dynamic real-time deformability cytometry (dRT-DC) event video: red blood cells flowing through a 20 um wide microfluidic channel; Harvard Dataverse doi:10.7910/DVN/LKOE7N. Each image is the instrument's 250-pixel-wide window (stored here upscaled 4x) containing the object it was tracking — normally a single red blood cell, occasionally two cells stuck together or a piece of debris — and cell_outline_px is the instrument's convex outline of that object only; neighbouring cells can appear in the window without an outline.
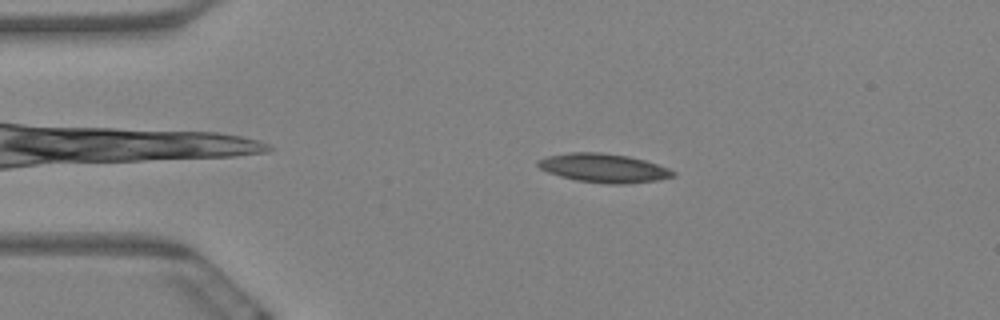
{"species": "Egyptian fruit bat (a non-hibernating species)", "species_latin": "Rousettus aegyptiacus", "temperature_condition": "warm", "stored_images_in_passage": 6, "camera_frame_rate_fps": 3000, "um_per_image_px": 0.085, "animal": {"sex": "female"}, "frame": {"image": 1, "passage_image": 3, "time_ms": 0.667, "image_size_px": [1000, 320], "cell_outline_px": [[676, 176], [656, 180], [624, 184], [608, 184], [576, 180], [560, 176], [548, 172], [540, 168], [536, 164], [536, 160], [548, 156], [568, 152], [600, 152], [628, 156], [644, 160], [668, 168], [676, 172]], "centroid_in_image_um": [51.29, 14.28], "position_along_channel_um": 33.7, "area_um2": 22.66}}
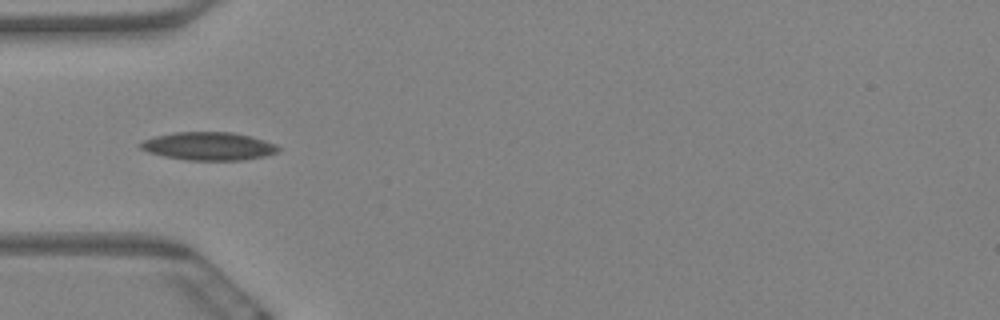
{"frame": {"image": 2, "passage_image": 5, "time_ms": 1.333, "image_size_px": [1000, 320], "cell_outline_px": [[280, 148], [276, 152], [264, 156], [244, 160], [188, 160], [164, 156], [148, 152], [140, 148], [136, 144], [144, 140], [156, 136], [176, 132], [232, 132], [264, 140], [276, 144]], "centroid_in_image_um": [17.7, 12.42], "position_along_channel_um": 67.3, "area_um2": 22.43}}
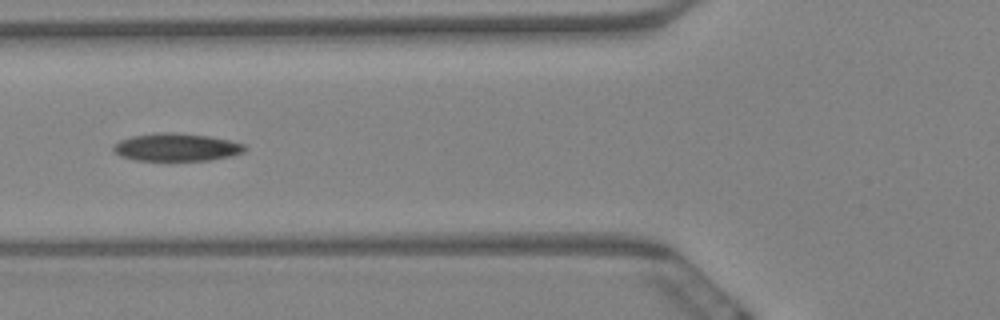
{"frame": {"image": 3, "passage_image": 6, "time_ms": 1.667, "image_size_px": [1000, 320], "cell_outline_px": [[248, 148], [244, 152], [232, 156], [208, 160], [136, 160], [120, 156], [112, 152], [112, 148], [120, 140], [132, 136], [156, 132], [172, 132], [208, 136], [228, 140], [244, 144]], "centroid_in_image_um": [14.99, 12.51], "position_along_channel_um": 110.8, "area_um2": 21.27}}